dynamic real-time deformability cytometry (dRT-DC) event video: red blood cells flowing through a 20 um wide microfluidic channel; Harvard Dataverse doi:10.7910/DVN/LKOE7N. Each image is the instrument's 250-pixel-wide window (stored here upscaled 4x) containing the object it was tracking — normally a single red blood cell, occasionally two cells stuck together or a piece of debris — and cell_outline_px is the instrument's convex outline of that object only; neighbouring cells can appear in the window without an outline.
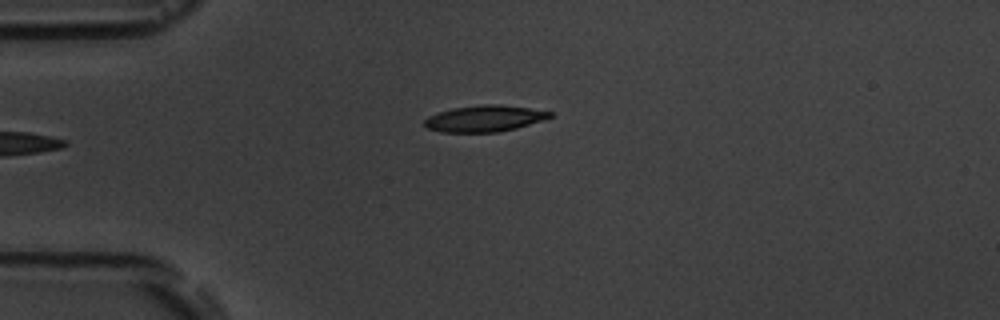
{"species": "common noctule bat (a hibernating species)", "species_latin": "Nyctalus noctula", "temperature_condition": "room temperature", "stored_images_in_passage": 4, "camera_frame_rate_fps": 3000, "um_per_image_px": 0.085, "animal": {"sex": "male", "body_mass_g": 19.5, "forearm_length_mm": 54.6}, "frame": {"image": 1, "passage_image": 4, "time_ms": 3.667, "image_size_px": [1000, 320], "cell_outline_px": [[552, 116], [516, 128], [496, 132], [440, 132], [428, 128], [424, 124], [424, 120], [428, 116], [452, 108], [480, 104], [496, 104], [528, 108], [552, 112]], "centroid_in_image_um": [41.13, 10.07], "position_along_channel_um": 43.9, "area_um2": 18.96}}